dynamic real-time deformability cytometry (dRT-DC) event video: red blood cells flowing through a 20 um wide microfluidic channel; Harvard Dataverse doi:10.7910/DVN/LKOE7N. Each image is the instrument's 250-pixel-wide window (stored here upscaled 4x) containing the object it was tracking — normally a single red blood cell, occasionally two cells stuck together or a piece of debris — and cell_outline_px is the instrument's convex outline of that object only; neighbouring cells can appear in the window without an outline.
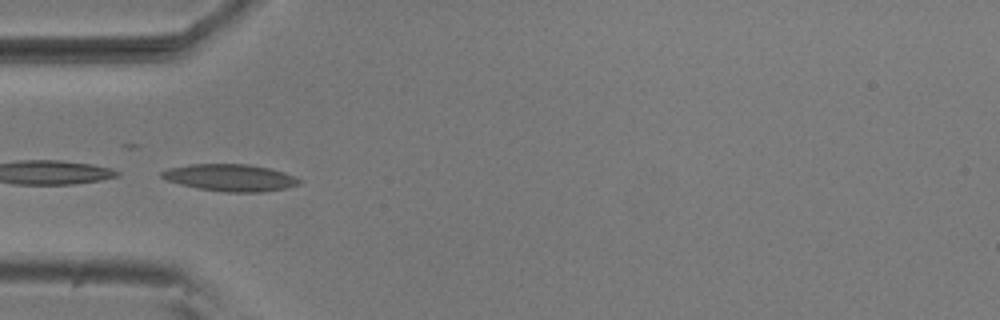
{"species": "common noctule bat (a hibernating species)", "species_latin": "Nyctalus noctula", "temperature_condition": "room temperature", "stored_images_in_passage": 7, "camera_frame_rate_fps": 3000, "um_per_image_px": 0.085, "animal": {"sex": "male", "body_mass_g": 20.5, "forearm_length_mm": 52.5}, "frame": {"image": 1, "passage_image": 5, "time_ms": 1.333, "image_size_px": [1000, 320], "cell_outline_px": [[300, 184], [288, 188], [260, 192], [224, 192], [200, 188], [180, 184], [168, 180], [160, 176], [160, 172], [168, 168], [192, 164], [248, 164], [268, 168], [284, 172], [300, 180]], "centroid_in_image_um": [19.57, 15.1], "position_along_channel_um": 65.4, "area_um2": 21.44}}
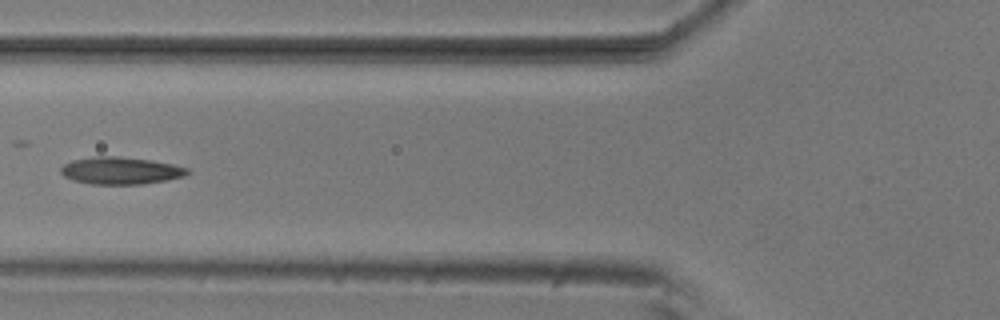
{"frame": {"image": 2, "passage_image": 6, "time_ms": 1.667, "image_size_px": [1000, 320], "cell_outline_px": [[192, 172], [184, 176], [144, 184], [88, 184], [72, 180], [64, 176], [60, 172], [60, 168], [64, 164], [72, 160], [96, 156], [120, 156], [148, 160], [172, 164], [188, 168]], "centroid_in_image_um": [10.23, 14.5], "position_along_channel_um": 115.6, "area_um2": 20.11}}
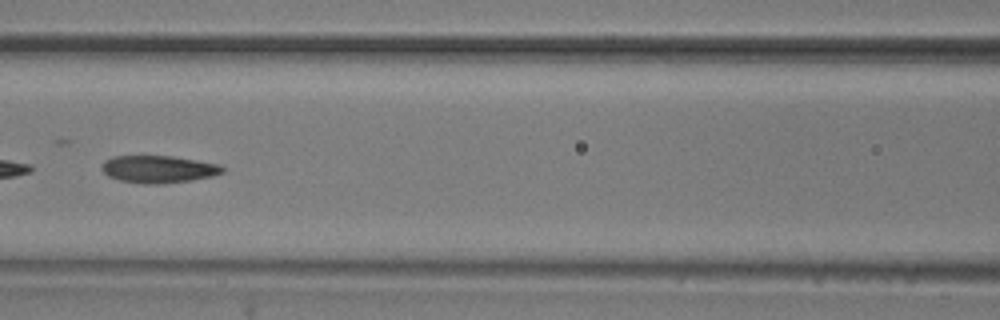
{"frame": {"image": 3, "passage_image": 7, "time_ms": 2.0, "image_size_px": [1000, 320], "cell_outline_px": [[224, 172], [212, 176], [192, 180], [164, 184], [144, 184], [120, 180], [108, 176], [100, 168], [100, 164], [104, 160], [112, 156], [172, 156], [220, 164], [224, 168]], "centroid_in_image_um": [13.45, 14.38], "position_along_channel_um": 153.2, "area_um2": 19.42}}